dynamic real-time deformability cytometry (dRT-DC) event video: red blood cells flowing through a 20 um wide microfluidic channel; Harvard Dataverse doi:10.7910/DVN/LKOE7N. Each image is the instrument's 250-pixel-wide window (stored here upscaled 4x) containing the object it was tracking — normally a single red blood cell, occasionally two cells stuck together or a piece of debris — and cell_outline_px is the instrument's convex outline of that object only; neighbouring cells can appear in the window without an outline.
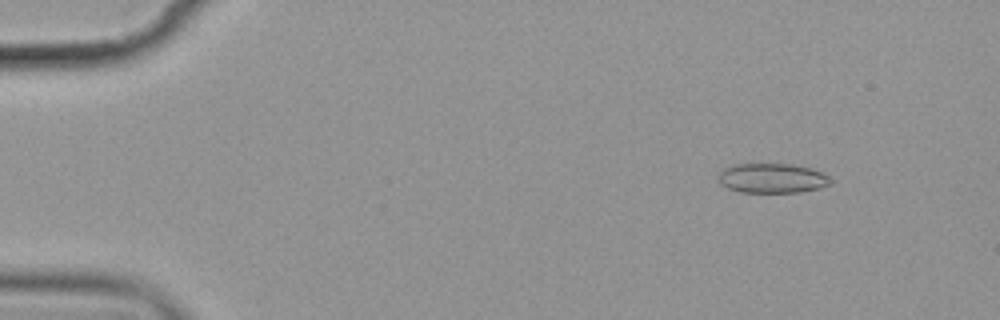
{"species": "common noctule bat (a hibernating species)", "species_latin": "Nyctalus noctula", "temperature_condition": "cold", "stored_images_in_passage": 5, "camera_frame_rate_fps": 3000, "um_per_image_px": 0.085, "animal": {"sex": "female", "body_mass_g": 19.9}, "frame": {"image": 1, "passage_image": 2, "time_ms": 1.0, "image_size_px": [1000, 320], "cell_outline_px": [[832, 184], [820, 188], [800, 192], [740, 192], [728, 188], [720, 184], [716, 176], [716, 172], [720, 168], [732, 164], [792, 164], [812, 168], [828, 176], [832, 180]], "centroid_in_image_um": [65.57, 15.14], "position_along_channel_um": 19.4, "area_um2": 19.83}}